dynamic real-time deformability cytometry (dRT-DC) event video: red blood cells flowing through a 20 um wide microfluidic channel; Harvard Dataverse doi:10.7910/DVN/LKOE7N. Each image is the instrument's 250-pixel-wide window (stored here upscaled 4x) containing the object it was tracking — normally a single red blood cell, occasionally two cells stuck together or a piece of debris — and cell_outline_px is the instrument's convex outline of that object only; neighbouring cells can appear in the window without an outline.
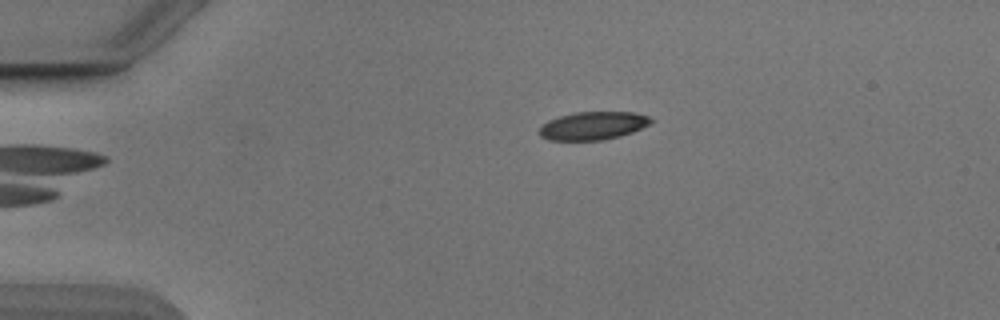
{"species": "Egyptian fruit bat (a non-hibernating species)", "species_latin": "Rousettus aegyptiacus", "temperature_condition": "cold", "stored_images_in_passage": 43, "camera_frame_rate_fps": 3000, "um_per_image_px": 0.085, "animal": {"sex": "male"}, "frame": {"image": 1, "passage_image": 1, "time_ms": 0.0, "image_size_px": [1000, 320], "cell_outline_px": [[656, 120], [632, 132], [620, 136], [604, 140], [548, 140], [540, 136], [540, 128], [548, 120], [560, 116], [576, 112], [636, 112], [648, 116]], "centroid_in_image_um": [50.43, 10.68], "position_along_channel_um": 34.6, "area_um2": 18.21}}
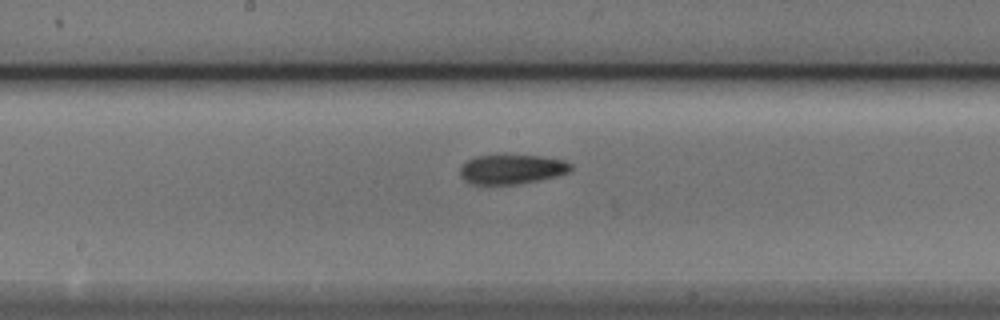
{"frame": {"image": 2, "passage_image": 18, "time_ms": 5.667, "image_size_px": [1000, 320], "cell_outline_px": [[572, 168], [568, 172], [560, 176], [520, 184], [472, 184], [464, 180], [460, 176], [460, 168], [468, 160], [476, 156], [540, 156], [564, 160], [572, 164]], "centroid_in_image_um": [43.53, 14.4], "position_along_channel_um": 204.7, "area_um2": 18.96}}
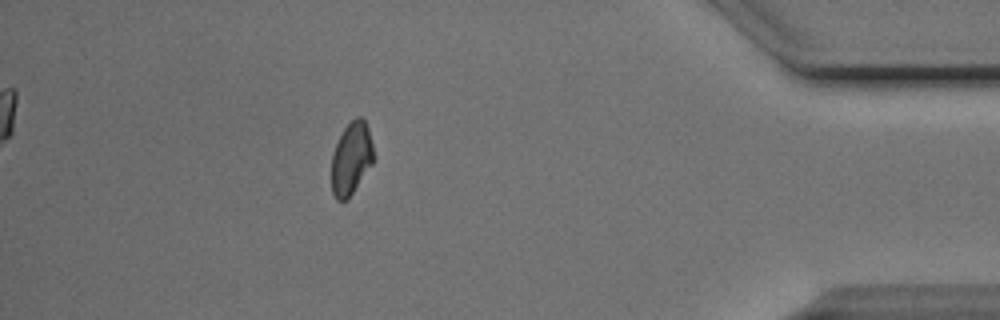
{"frame": {"image": 3, "passage_image": 37, "time_ms": 12.0, "image_size_px": [1000, 320], "cell_outline_px": [[376, 156], [372, 164], [352, 192], [344, 200], [336, 200], [332, 192], [332, 152], [344, 128], [356, 116], [360, 116], [364, 120], [368, 128]], "centroid_in_image_um": [29.87, 13.43], "position_along_channel_um": 405.3, "area_um2": 17.63}, "authors_computed_cell_mechanics": {"area_um2": 18.8428, "velocity_mm_per_s": 3.8662, "shape_relaxation_time_tau1_ms": null, "shape_relaxation_time_tau2_ms": 4.8045, "deformation_change_tau1": null, "deformation_change_tau2": 0.1109}}